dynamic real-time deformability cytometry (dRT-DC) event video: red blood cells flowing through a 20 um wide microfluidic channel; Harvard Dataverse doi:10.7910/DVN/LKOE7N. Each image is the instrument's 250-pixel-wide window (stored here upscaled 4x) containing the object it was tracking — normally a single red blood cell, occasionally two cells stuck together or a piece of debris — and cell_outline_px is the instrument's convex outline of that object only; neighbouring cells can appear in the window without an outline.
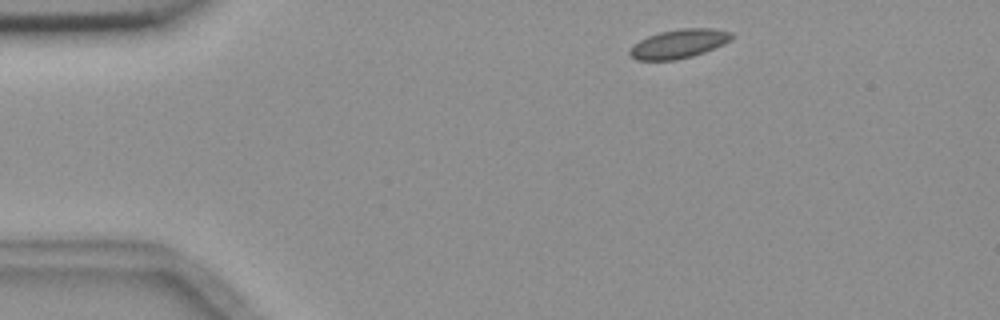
{"species": "common noctule bat (a hibernating species)", "species_latin": "Nyctalus noctula", "temperature_condition": "room temperature", "stored_images_in_passage": 4, "camera_frame_rate_fps": 3000, "um_per_image_px": 0.085, "animal": {"sex": "female", "body_mass_g": 18.4}, "frame": {"image": 1, "passage_image": 1, "time_ms": 0.0, "image_size_px": [1000, 320], "cell_outline_px": [[732, 36], [724, 44], [704, 52], [692, 56], [676, 60], [636, 60], [628, 56], [628, 52], [632, 44], [648, 36], [660, 32], [680, 28], [712, 28], [732, 32]], "centroid_in_image_um": [57.64, 3.72], "position_along_channel_um": 27.4, "area_um2": 17.22}}
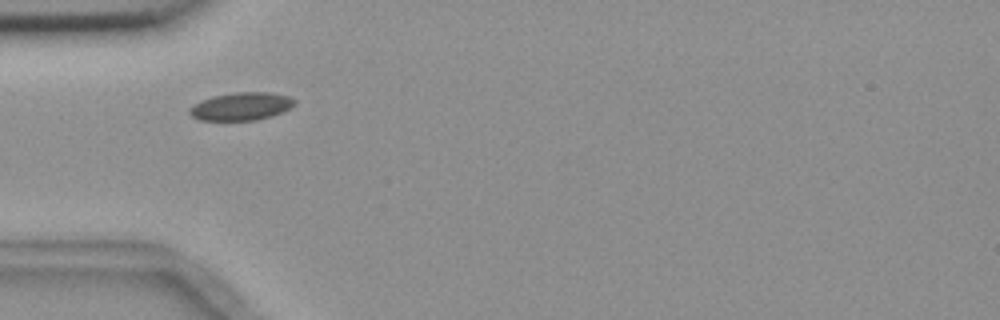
{"frame": {"image": 2, "passage_image": 3, "time_ms": 2.667, "image_size_px": [1000, 320], "cell_outline_px": [[296, 104], [272, 116], [256, 120], [200, 120], [192, 116], [188, 112], [188, 108], [200, 100], [212, 96], [236, 92], [272, 92], [288, 96], [296, 100]], "centroid_in_image_um": [20.48, 9.03], "position_along_channel_um": 64.5, "area_um2": 17.11}}